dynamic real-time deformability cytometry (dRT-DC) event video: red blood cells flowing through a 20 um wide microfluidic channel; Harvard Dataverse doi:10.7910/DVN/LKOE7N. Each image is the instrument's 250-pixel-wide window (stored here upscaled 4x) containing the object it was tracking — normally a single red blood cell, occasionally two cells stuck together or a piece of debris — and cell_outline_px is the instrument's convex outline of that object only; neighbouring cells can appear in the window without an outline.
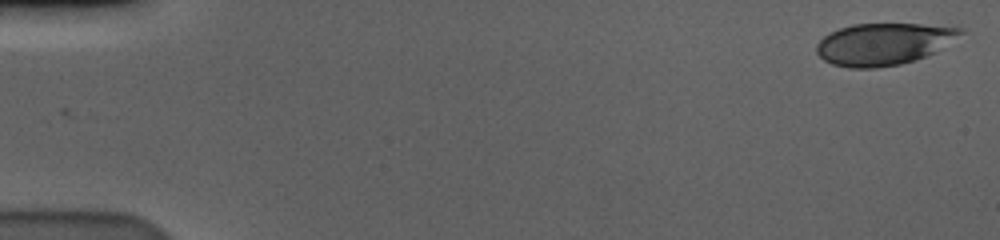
{"species": "human", "species_latin": "Homo sapiens", "temperature_condition": "cold", "stored_images_in_passage": 57, "camera_frame_rate_fps": 3000, "um_per_image_px": 0.085, "donor": {"sex": "male"}, "frame": {"image": 1, "passage_image": 1, "time_ms": 0.0, "image_size_px": [1000, 240], "cell_outline_px": [[964, 32], [936, 52], [900, 64], [876, 68], [848, 68], [832, 64], [824, 60], [816, 52], [816, 44], [824, 36], [840, 28], [852, 24], [920, 24], [964, 28]], "centroid_in_image_um": [75.08, 3.74], "position_along_channel_um": 9.9, "area_um2": 34.91}}
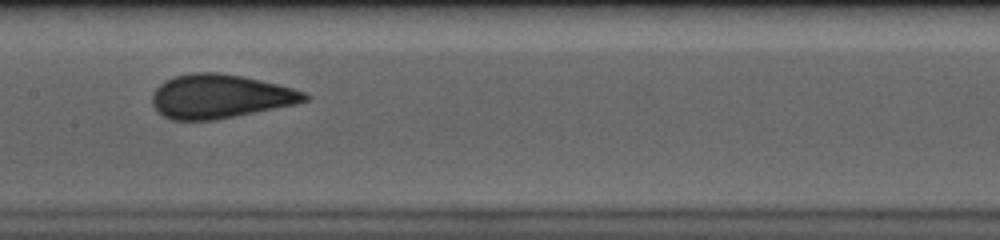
{"frame": {"image": 2, "passage_image": 29, "time_ms": 9.333, "image_size_px": [1000, 240], "cell_outline_px": [[312, 96], [308, 100], [296, 104], [236, 116], [212, 120], [172, 120], [164, 116], [152, 104], [152, 92], [164, 80], [176, 76], [192, 72], [216, 72], [240, 76], [276, 84], [292, 88], [304, 92]], "centroid_in_image_um": [18.69, 8.19], "position_along_channel_um": 188.7, "area_um2": 38.78}}
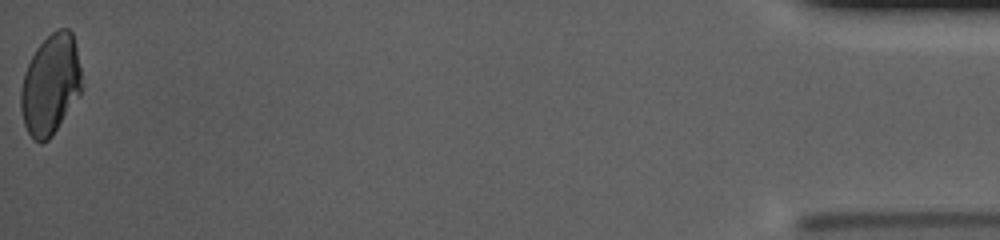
{"frame": {"image": 3, "passage_image": 57, "time_ms": 18.667, "image_size_px": [1000, 240], "cell_outline_px": [[84, 88], [80, 96], [52, 136], [48, 140], [40, 144], [32, 140], [24, 124], [20, 108], [20, 88], [24, 72], [36, 48], [56, 28], [68, 28], [72, 32], [76, 48], [84, 84]], "centroid_in_image_um": [4.31, 7.22], "position_along_channel_um": 430.9, "area_um2": 36.24}, "authors_computed_cell_mechanics": {"area_um2": 37.57, "velocity_mm_per_s": 3.5981, "shape_relaxation_time_tau1_ms": 7.8411, "shape_relaxation_time_tau2_ms": null, "deformation_change_tau1": 0.1553, "deformation_change_tau2": null}}